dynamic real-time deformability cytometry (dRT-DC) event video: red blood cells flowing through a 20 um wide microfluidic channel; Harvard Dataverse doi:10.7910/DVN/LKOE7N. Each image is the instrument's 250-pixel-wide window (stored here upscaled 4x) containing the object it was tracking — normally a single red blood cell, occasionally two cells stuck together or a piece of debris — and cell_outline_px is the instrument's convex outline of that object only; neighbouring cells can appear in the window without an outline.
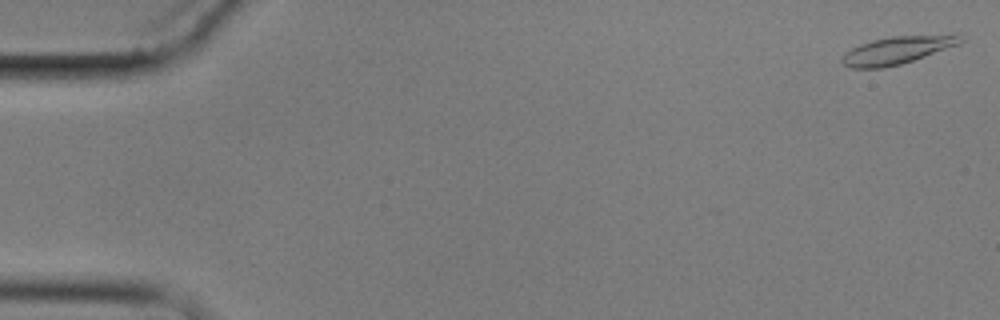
{"species": "common noctule bat (a hibernating species)", "species_latin": "Nyctalus noctula", "temperature_condition": "cold", "stored_images_in_passage": 5, "camera_frame_rate_fps": 3000, "um_per_image_px": 0.085, "animal": {"sex": "male", "body_mass_g": 17.9}, "frame": {"image": 1, "passage_image": 1, "time_ms": 0.0, "image_size_px": [1000, 320], "cell_outline_px": [[964, 40], [960, 44], [900, 64], [884, 68], [852, 68], [844, 64], [840, 60], [844, 52], [860, 44], [872, 40], [892, 36], [956, 32]], "centroid_in_image_um": [76.33, 4.22], "position_along_channel_um": 8.7, "area_um2": 19.48}}